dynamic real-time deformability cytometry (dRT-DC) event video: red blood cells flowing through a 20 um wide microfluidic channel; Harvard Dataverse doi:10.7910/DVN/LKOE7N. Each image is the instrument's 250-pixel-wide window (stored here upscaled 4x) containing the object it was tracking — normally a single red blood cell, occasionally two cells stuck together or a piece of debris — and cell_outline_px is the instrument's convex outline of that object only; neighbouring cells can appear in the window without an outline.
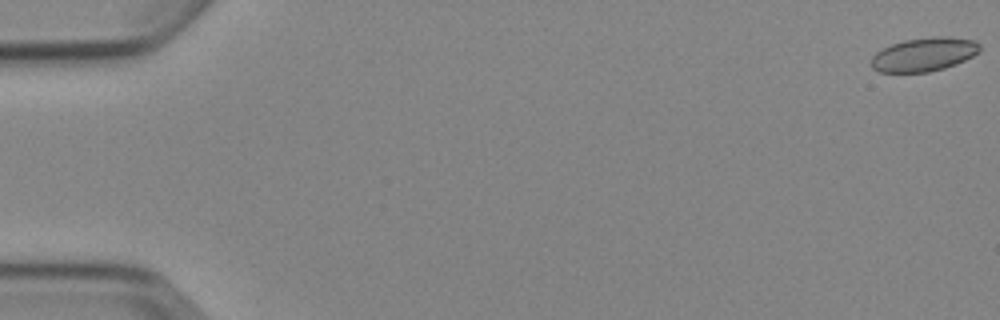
{"species": "Egyptian fruit bat (a non-hibernating species)", "species_latin": "Rousettus aegyptiacus", "temperature_condition": "cold", "stored_images_in_passage": 8, "camera_frame_rate_fps": 3000, "um_per_image_px": 0.085, "animal": {"sex": "female"}, "frame": {"image": 1, "passage_image": 1, "time_ms": 0.0, "image_size_px": [1000, 320], "cell_outline_px": [[980, 52], [956, 64], [944, 68], [928, 72], [880, 72], [872, 68], [872, 56], [876, 52], [892, 44], [904, 40], [936, 36], [948, 36], [972, 40], [980, 44]], "centroid_in_image_um": [78.55, 4.62], "position_along_channel_um": 6.4, "area_um2": 21.21}}
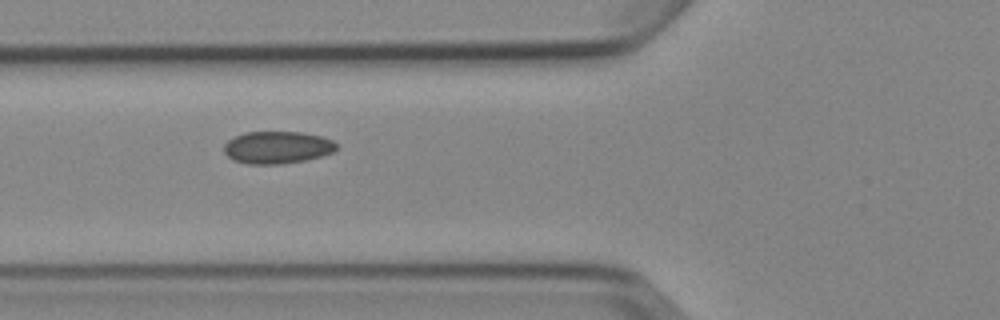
{"frame": {"image": 2, "passage_image": 6, "time_ms": 6.667, "image_size_px": [1000, 320], "cell_outline_px": [[336, 148], [332, 152], [320, 156], [304, 160], [280, 164], [248, 164], [236, 160], [228, 156], [224, 152], [224, 144], [228, 140], [244, 132], [300, 132], [324, 136], [332, 140], [336, 144]], "centroid_in_image_um": [23.56, 12.52], "position_along_channel_um": 102.2, "area_um2": 21.04}}
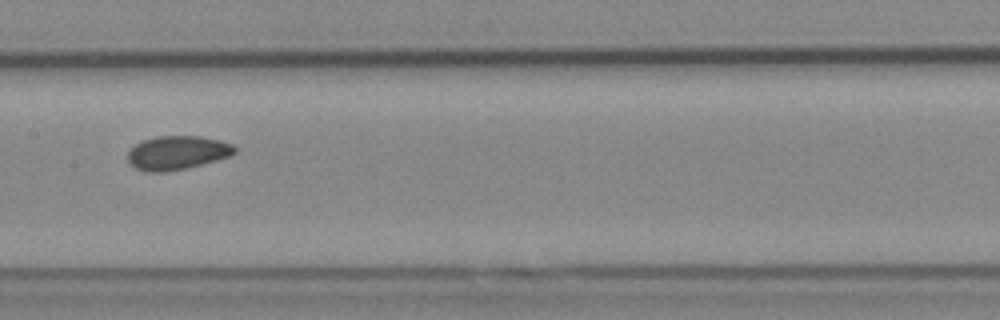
{"frame": {"image": 3, "passage_image": 8, "time_ms": 9.0, "image_size_px": [1000, 320], "cell_outline_px": [[236, 152], [232, 156], [184, 168], [164, 172], [144, 172], [136, 168], [128, 160], [128, 152], [136, 144], [144, 140], [156, 136], [200, 136], [220, 140], [232, 144], [236, 148]], "centroid_in_image_um": [15.08, 12.98], "position_along_channel_um": 192.3, "area_um2": 20.92}}